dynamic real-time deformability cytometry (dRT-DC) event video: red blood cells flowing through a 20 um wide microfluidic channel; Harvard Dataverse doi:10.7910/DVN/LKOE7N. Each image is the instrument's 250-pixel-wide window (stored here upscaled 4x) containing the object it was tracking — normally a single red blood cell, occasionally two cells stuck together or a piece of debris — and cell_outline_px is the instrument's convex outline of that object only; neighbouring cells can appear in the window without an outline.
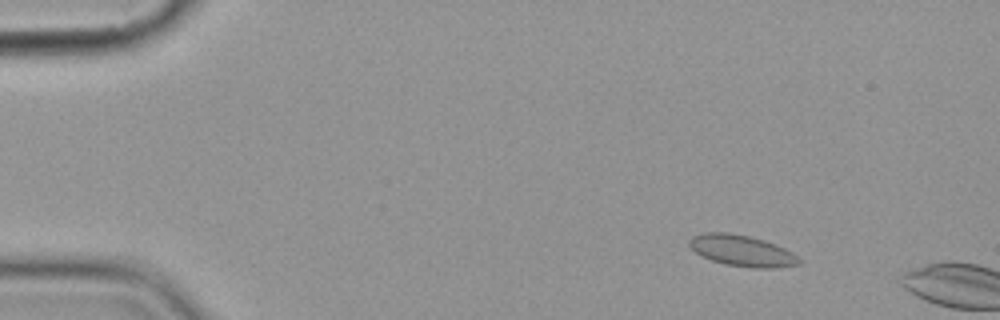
{"species": "common noctule bat (a hibernating species)", "species_latin": "Nyctalus noctula", "temperature_condition": "cold", "stored_images_in_passage": 2, "camera_frame_rate_fps": 3000, "um_per_image_px": 0.085, "animal": {"sex": "female", "body_mass_g": 19.9}, "frame": {"image": 1, "passage_image": 1, "time_ms": 0.0, "image_size_px": [1000, 320], "cell_outline_px": [[804, 260], [800, 264], [776, 268], [752, 268], [724, 264], [712, 260], [696, 252], [688, 244], [688, 240], [692, 236], [704, 232], [728, 232], [748, 236], [764, 240], [776, 244], [792, 252]], "centroid_in_image_um": [63.1, 21.31], "position_along_channel_um": 21.9, "area_um2": 20.06}}